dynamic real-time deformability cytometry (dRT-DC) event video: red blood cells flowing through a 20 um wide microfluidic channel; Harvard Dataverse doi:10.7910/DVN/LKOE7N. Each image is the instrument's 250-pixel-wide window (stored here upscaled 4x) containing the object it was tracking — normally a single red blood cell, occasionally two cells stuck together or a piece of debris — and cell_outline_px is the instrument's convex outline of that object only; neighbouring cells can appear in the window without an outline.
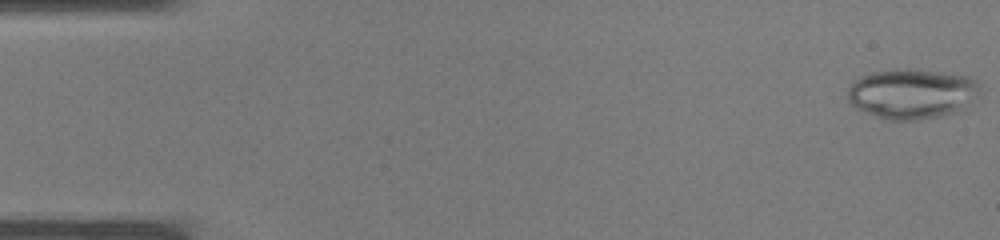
{"species": "common noctule bat (a hibernating species)", "species_latin": "Nyctalus noctula", "temperature_condition": "warm", "stored_images_in_passage": 37, "segment_of_instrument_passage": [1, 2], "camera_frame_rate_fps": 3000, "um_per_image_px": 0.085, "animal": {"sex": "male", "body_mass_g": 19.0, "forearm_length_mm": 50.8}, "frame": {"image": 1, "passage_image": 1, "time_ms": 0.0, "image_size_px": [1000, 240], "cell_outline_px": [[980, 84], [976, 96], [960, 112], [944, 116], [920, 120], [888, 120], [876, 116], [856, 108], [848, 100], [848, 88], [852, 80], [868, 72], [896, 68], [920, 68], [968, 76], [976, 80]], "centroid_in_image_um": [77.5, 7.94], "position_along_channel_um": 7.5, "area_um2": 39.42}}